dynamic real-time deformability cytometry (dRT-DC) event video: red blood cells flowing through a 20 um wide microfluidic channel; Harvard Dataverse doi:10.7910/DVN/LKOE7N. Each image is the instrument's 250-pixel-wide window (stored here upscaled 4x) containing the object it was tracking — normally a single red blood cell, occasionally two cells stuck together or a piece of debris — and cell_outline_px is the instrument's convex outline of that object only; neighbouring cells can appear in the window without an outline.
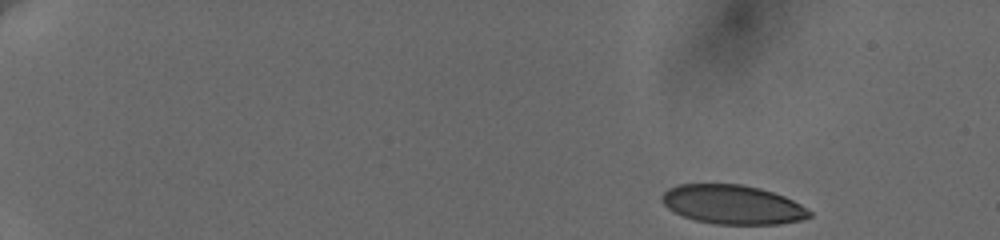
{"species": "human", "species_latin": "Homo sapiens", "temperature_condition": "cold", "stored_images_in_passage": 48, "camera_frame_rate_fps": 3000, "um_per_image_px": 0.085, "donor": {"sex": "female"}, "frame": {"image": 1, "passage_image": 1, "time_ms": 0.0, "image_size_px": [1000, 240], "cell_outline_px": [[812, 216], [800, 220], [780, 224], [716, 224], [696, 220], [684, 216], [668, 208], [664, 204], [660, 196], [668, 188], [680, 184], [740, 184], [760, 188], [784, 196], [800, 204], [812, 212]], "centroid_in_image_um": [62.28, 17.38], "position_along_channel_um": 22.7, "area_um2": 33.47}}
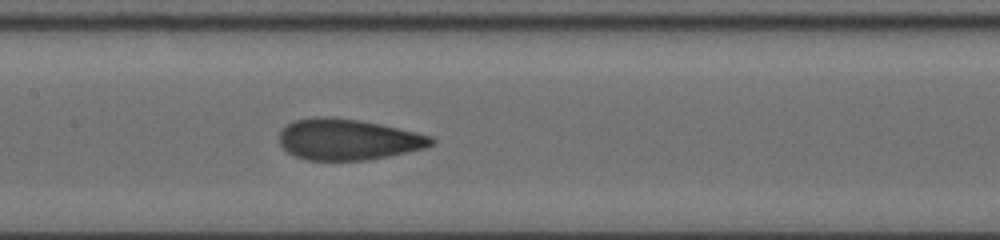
{"frame": {"image": 2, "passage_image": 26, "time_ms": 8.333, "image_size_px": [1000, 240], "cell_outline_px": [[436, 140], [432, 144], [424, 148], [408, 152], [368, 160], [304, 160], [288, 152], [280, 144], [280, 132], [288, 124], [296, 120], [324, 116], [360, 120], [380, 124], [416, 132], [432, 136]], "centroid_in_image_um": [29.6, 11.86], "position_along_channel_um": 177.8, "area_um2": 36.13}}
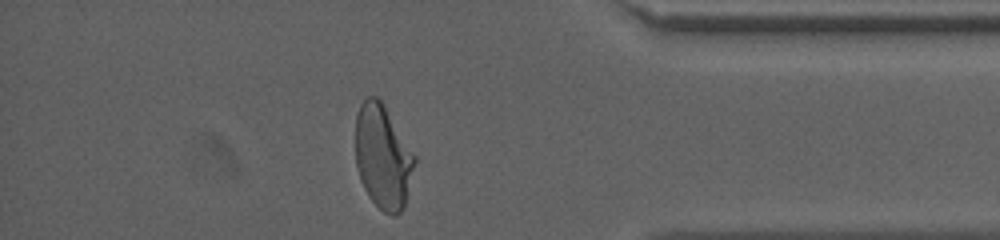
{"frame": {"image": 3, "passage_image": 46, "time_ms": 15.0, "image_size_px": [1000, 240], "cell_outline_px": [[416, 160], [404, 208], [396, 216], [392, 216], [384, 212], [368, 196], [360, 180], [356, 164], [356, 116], [360, 104], [368, 96], [376, 96], [384, 104], [416, 156]], "centroid_in_image_um": [32.55, 13.33], "position_along_channel_um": 402.7, "area_um2": 35.89}, "authors_computed_cell_mechanics": {"area_um2": 35.836, "velocity_mm_per_s": 3.6415, "shape_relaxation_time_tau1_ms": 7.8959, "shape_relaxation_time_tau2_ms": 1.0082, "deformation_change_tau1": 0.2214, "deformation_change_tau2": 0.0769}}